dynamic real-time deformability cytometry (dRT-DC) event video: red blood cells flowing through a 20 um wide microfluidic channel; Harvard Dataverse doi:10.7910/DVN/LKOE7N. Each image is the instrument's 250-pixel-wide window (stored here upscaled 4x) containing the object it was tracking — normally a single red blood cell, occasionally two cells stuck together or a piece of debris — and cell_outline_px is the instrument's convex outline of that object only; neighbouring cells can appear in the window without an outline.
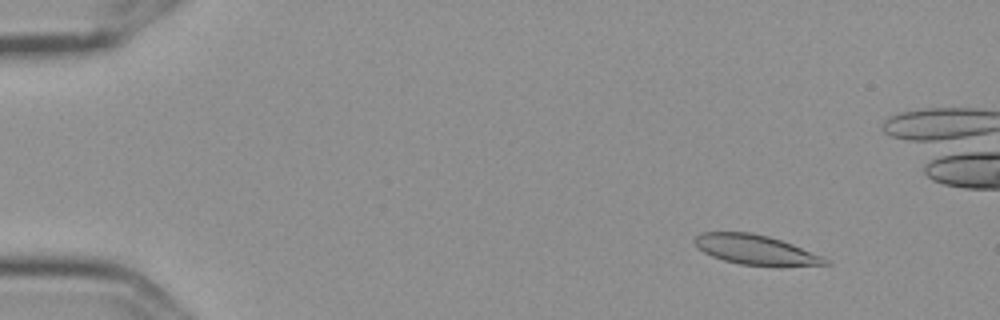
{"species": "Egyptian fruit bat (a non-hibernating species)", "species_latin": "Rousettus aegyptiacus", "temperature_condition": "cold", "stored_images_in_passage": 6, "camera_frame_rate_fps": 3000, "um_per_image_px": 0.085, "frame": {"image": 1, "passage_image": 2, "time_ms": 0.333, "image_size_px": [1000, 320], "cell_outline_px": [[832, 264], [780, 268], [776, 268], [740, 264], [724, 260], [712, 256], [696, 248], [692, 240], [700, 232], [752, 232], [768, 236], [792, 244], [820, 256], [828, 260]], "centroid_in_image_um": [64.22, 21.26], "position_along_channel_um": 20.8, "area_um2": 23.18}}